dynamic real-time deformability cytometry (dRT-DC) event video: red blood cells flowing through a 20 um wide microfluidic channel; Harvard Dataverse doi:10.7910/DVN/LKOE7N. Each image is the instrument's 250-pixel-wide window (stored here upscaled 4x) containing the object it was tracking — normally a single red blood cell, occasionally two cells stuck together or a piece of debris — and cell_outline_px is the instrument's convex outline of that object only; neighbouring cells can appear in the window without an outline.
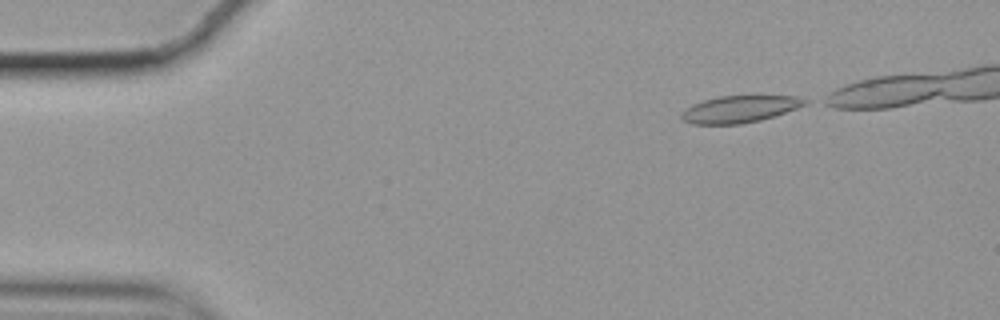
{"species": "common noctule bat (a hibernating species)", "species_latin": "Nyctalus noctula", "temperature_condition": "cold", "stored_images_in_passage": 40, "camera_frame_rate_fps": 3000, "um_per_image_px": 0.085, "animal": {"sex": "female", "body_mass_g": 19.9}, "frame": {"image": 1, "passage_image": 1, "time_ms": 0.0, "image_size_px": [1000, 320], "cell_outline_px": [[808, 104], [760, 120], [740, 124], [692, 124], [684, 120], [680, 116], [692, 104], [704, 100], [720, 96], [752, 92], [796, 96], [808, 100]], "centroid_in_image_um": [62.96, 9.2], "position_along_channel_um": 22.0, "area_um2": 20.11}}
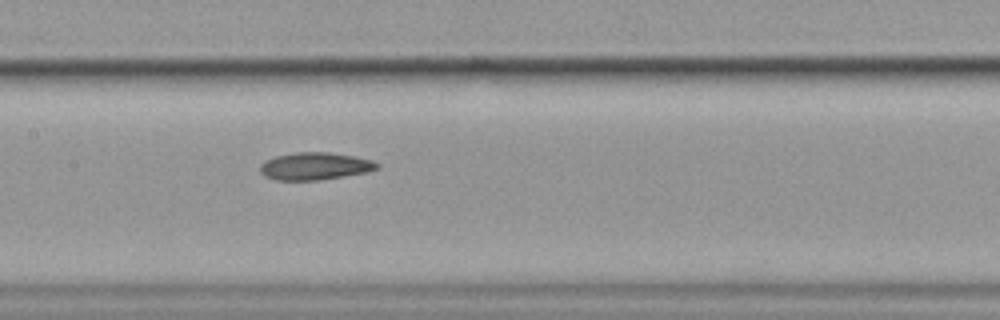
{"frame": {"image": 2, "passage_image": 21, "time_ms": 6.667, "image_size_px": [1000, 320], "cell_outline_px": [[380, 168], [368, 172], [320, 180], [276, 180], [264, 176], [260, 172], [260, 164], [264, 160], [276, 156], [296, 152], [328, 152], [356, 156], [372, 160], [380, 164]], "centroid_in_image_um": [26.78, 14.12], "position_along_channel_um": 180.6, "area_um2": 18.9}}
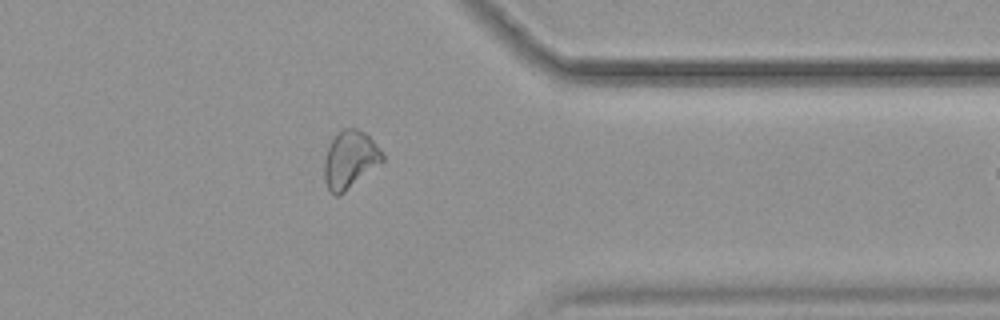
{"frame": {"image": 3, "passage_image": 39, "time_ms": 12.667, "image_size_px": [1000, 320], "cell_outline_px": [[384, 160], [380, 164], [340, 196], [336, 196], [328, 188], [324, 180], [324, 160], [328, 144], [336, 132], [344, 128], [356, 128], [364, 132], [372, 140], [384, 156]], "centroid_in_image_um": [29.71, 13.56], "position_along_channel_um": 381.7, "area_um2": 19.59}}